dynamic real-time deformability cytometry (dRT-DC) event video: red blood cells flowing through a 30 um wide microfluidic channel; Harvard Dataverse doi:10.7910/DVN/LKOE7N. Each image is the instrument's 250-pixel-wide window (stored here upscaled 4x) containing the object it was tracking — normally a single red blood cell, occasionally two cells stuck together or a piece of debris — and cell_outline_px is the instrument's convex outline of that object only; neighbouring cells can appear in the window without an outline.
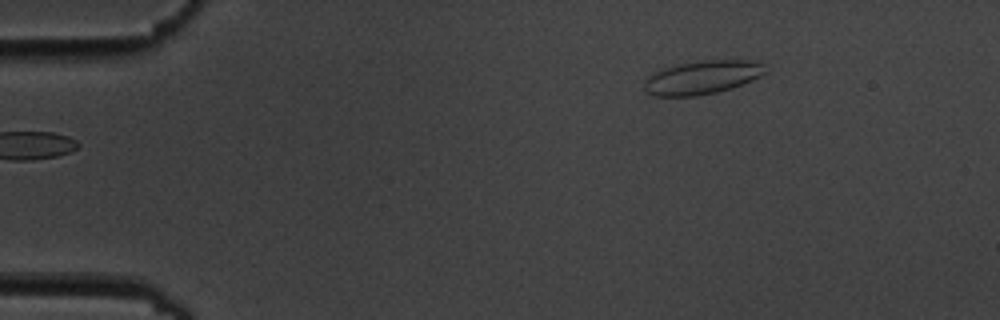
{"species": "common noctule bat (a hibernating species)", "species_latin": "Nyctalus noctula", "temperature_condition": "cold", "stored_images_in_passage": 3, "camera_frame_rate_fps": 3000, "um_per_image_px": 0.085, "animal": {"sex": "male", "body_mass_g": 19.5, "forearm_length_mm": 54.6}, "frame": {"image": 1, "passage_image": 3, "time_ms": 2.333, "image_size_px": [1000, 320], "cell_outline_px": [[768, 72], [752, 80], [732, 88], [716, 92], [696, 96], [652, 96], [644, 88], [644, 84], [648, 76], [652, 72], [664, 68], [680, 64], [704, 60], [744, 60], [764, 64]], "centroid_in_image_um": [59.69, 6.58], "position_along_channel_um": 25.3, "area_um2": 23.58}}